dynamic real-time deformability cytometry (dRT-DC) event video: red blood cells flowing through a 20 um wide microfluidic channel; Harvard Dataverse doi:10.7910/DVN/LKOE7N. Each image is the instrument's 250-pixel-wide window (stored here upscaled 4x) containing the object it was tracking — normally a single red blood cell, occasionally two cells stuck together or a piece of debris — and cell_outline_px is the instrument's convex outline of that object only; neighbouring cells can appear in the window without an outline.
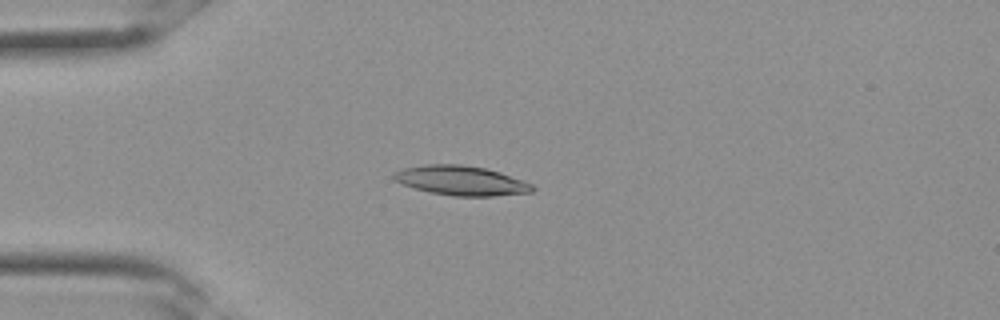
{"species": "Egyptian fruit bat (a non-hibernating species)", "species_latin": "Rousettus aegyptiacus", "temperature_condition": "room temperature", "stored_images_in_passage": 29, "camera_frame_rate_fps": 3000, "um_per_image_px": 0.085, "frame": {"image": 1, "passage_image": 5, "time_ms": 1.333, "image_size_px": [1000, 320], "cell_outline_px": [[536, 188], [532, 192], [492, 196], [452, 196], [432, 192], [416, 188], [392, 180], [392, 172], [404, 168], [424, 164], [460, 164], [484, 168], [500, 172], [532, 184]], "centroid_in_image_um": [39.17, 15.34], "position_along_channel_um": 45.8, "area_um2": 23.76}}
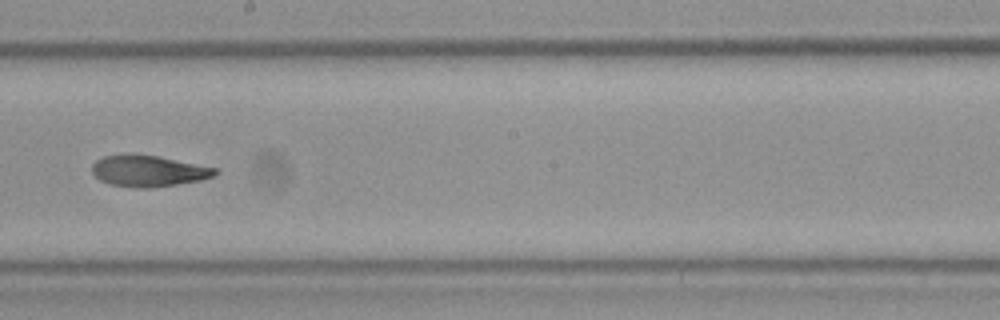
{"frame": {"image": 2, "passage_image": 15, "time_ms": 4.667, "image_size_px": [1000, 320], "cell_outline_px": [[220, 172], [216, 176], [200, 180], [176, 184], [148, 188], [136, 188], [108, 184], [100, 180], [92, 172], [92, 164], [96, 160], [104, 156], [132, 152], [156, 156], [220, 168]], "centroid_in_image_um": [12.63, 14.51], "position_along_channel_um": 235.6, "area_um2": 22.83}}
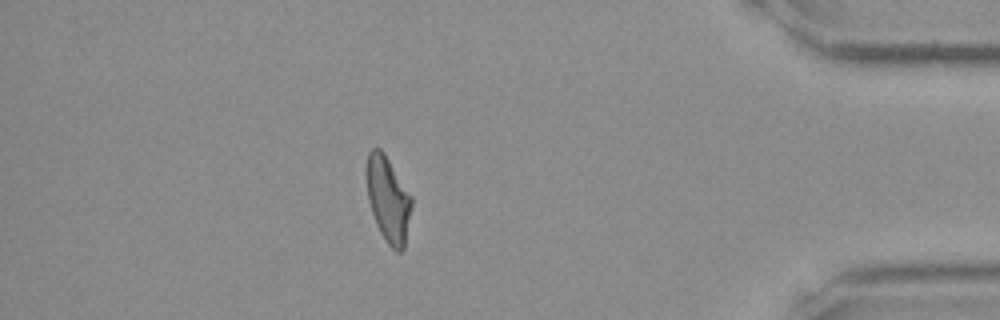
{"frame": {"image": 3, "passage_image": 25, "time_ms": 8.0, "image_size_px": [1000, 320], "cell_outline_px": [[412, 204], [404, 248], [400, 252], [396, 252], [388, 244], [380, 232], [376, 224], [368, 200], [364, 172], [364, 168], [368, 152], [372, 148], [380, 148], [384, 152], [412, 196]], "centroid_in_image_um": [32.96, 16.89], "position_along_channel_um": 402.2, "area_um2": 22.83}}